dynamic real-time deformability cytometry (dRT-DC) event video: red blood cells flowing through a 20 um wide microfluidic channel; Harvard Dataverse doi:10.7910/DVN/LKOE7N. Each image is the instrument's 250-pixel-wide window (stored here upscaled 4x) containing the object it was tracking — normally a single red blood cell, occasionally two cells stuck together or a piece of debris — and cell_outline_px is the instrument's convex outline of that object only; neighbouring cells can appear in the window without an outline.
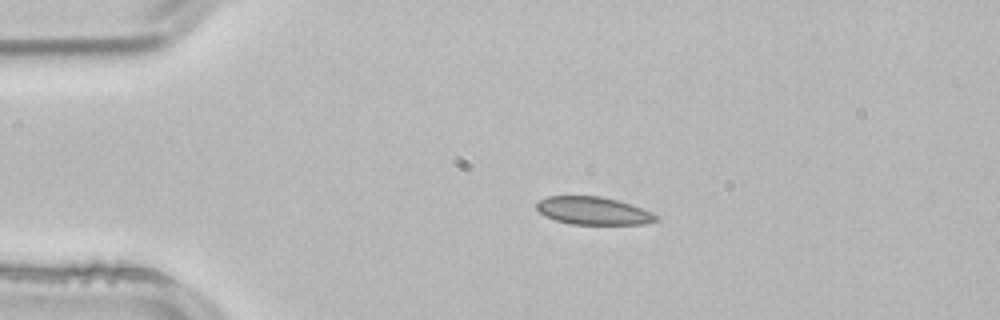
{"species": "common noctule bat (a hibernating species)", "species_latin": "Nyctalus noctula", "temperature_condition": "room temperature", "stored_images_in_passage": 2, "camera_frame_rate_fps": 3000, "um_per_image_px": 0.085, "animal": {"sex": "male", "body_mass_g": 21.5, "forearm_length_mm": 52.0}, "frame": {"image": 1, "passage_image": 1, "time_ms": 0.0, "image_size_px": [1000, 320], "cell_outline_px": [[660, 220], [644, 224], [572, 224], [556, 220], [544, 216], [536, 208], [536, 204], [540, 200], [548, 196], [600, 196], [616, 200], [652, 212], [660, 216]], "centroid_in_image_um": [50.44, 17.92], "position_along_channel_um": 34.6, "area_um2": 19.25}}